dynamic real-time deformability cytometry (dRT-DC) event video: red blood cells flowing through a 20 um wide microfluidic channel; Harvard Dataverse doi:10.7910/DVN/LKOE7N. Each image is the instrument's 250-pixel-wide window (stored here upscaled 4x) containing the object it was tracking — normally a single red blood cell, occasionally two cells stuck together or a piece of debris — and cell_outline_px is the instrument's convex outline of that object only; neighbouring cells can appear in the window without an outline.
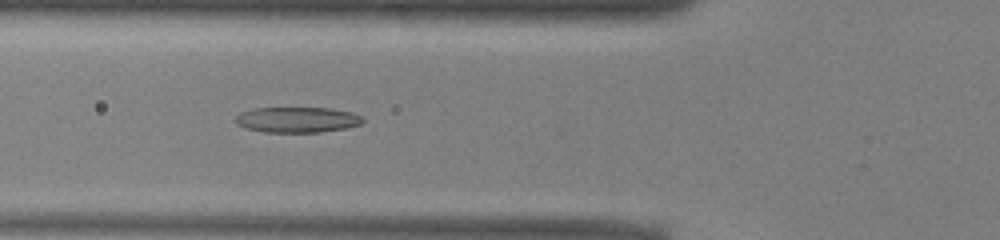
{"species": "common noctule bat (a hibernating species)", "species_latin": "Nyctalus noctula", "temperature_condition": "warm", "stored_images_in_passage": 51, "camera_frame_rate_fps": 3000, "um_per_image_px": 0.085, "animal": {"sex": "male", "body_mass_g": 13.0, "forearm_length_mm": 53.1}, "frame": {"image": 1, "passage_image": 18, "time_ms": 5.667, "image_size_px": [1000, 240], "cell_outline_px": [[364, 120], [360, 124], [348, 128], [320, 132], [264, 132], [244, 128], [236, 124], [236, 116], [240, 112], [252, 108], [332, 108], [352, 112], [360, 116]], "centroid_in_image_um": [25.25, 10.18], "position_along_channel_um": 100.6, "area_um2": 19.07}}
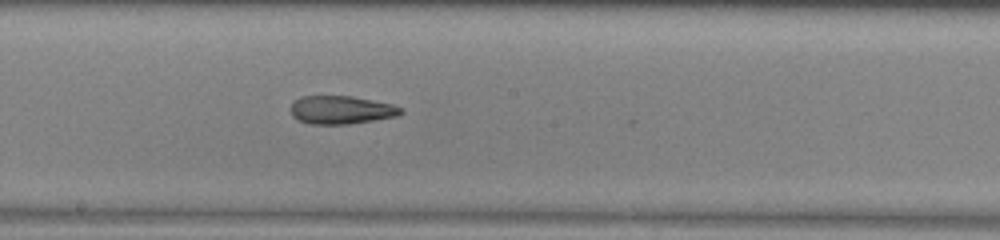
{"frame": {"image": 2, "passage_image": 27, "time_ms": 8.667, "image_size_px": [1000, 240], "cell_outline_px": [[404, 112], [400, 116], [348, 124], [312, 124], [300, 120], [292, 116], [292, 104], [300, 96], [352, 96], [392, 104], [404, 108]], "centroid_in_image_um": [29.07, 9.34], "position_along_channel_um": 219.1, "area_um2": 18.09}}
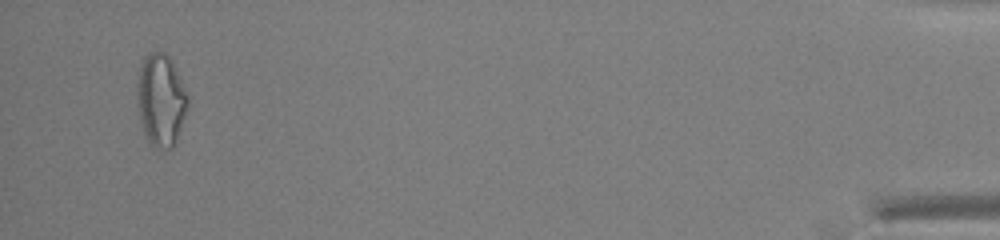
{"frame": {"image": 3, "passage_image": 49, "time_ms": 16.0, "image_size_px": [1000, 240], "cell_outline_px": [[188, 108], [176, 140], [172, 148], [156, 148], [144, 136], [136, 104], [136, 92], [140, 64], [144, 56], [148, 52], [164, 52], [172, 60], [188, 92]], "centroid_in_image_um": [13.66, 8.47], "position_along_channel_um": 421.5, "area_um2": 27.69}, "authors_computed_cell_mechanics": {"area_um2": 20.5768, "velocity_mm_per_s": 3.957, "shape_relaxation_time_tau1_ms": null, "shape_relaxation_time_tau2_ms": 5.2282, "deformation_change_tau1": null, "deformation_change_tau2": 0.1658}}